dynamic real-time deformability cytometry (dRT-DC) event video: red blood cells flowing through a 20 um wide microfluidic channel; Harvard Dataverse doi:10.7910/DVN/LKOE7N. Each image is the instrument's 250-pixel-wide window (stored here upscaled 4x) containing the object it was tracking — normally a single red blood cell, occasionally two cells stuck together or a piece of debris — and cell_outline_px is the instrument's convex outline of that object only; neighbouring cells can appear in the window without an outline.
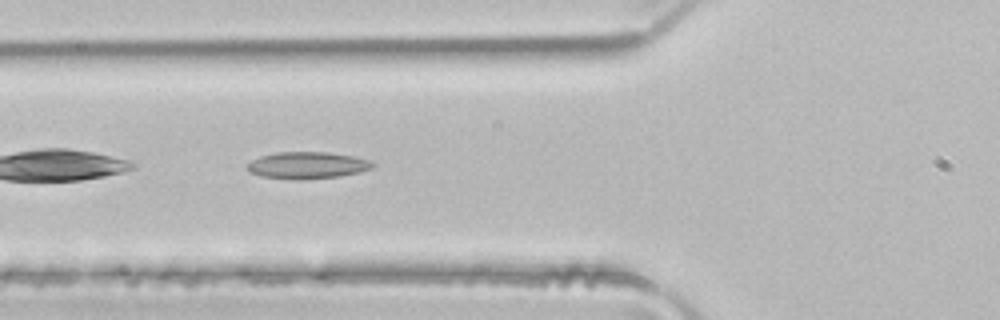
{"species": "common noctule bat (a hibernating species)", "species_latin": "Nyctalus noctula", "temperature_condition": "room temperature", "stored_images_in_passage": 5, "camera_frame_rate_fps": 3000, "um_per_image_px": 0.085, "animal": {"sex": "male", "body_mass_g": 21.5, "forearm_length_mm": 52.0}, "frame": {"image": 1, "passage_image": 5, "time_ms": 1.333, "image_size_px": [1000, 320], "cell_outline_px": [[376, 164], [372, 168], [360, 172], [340, 176], [300, 180], [260, 176], [248, 172], [248, 164], [252, 160], [260, 156], [276, 152], [328, 152], [352, 156], [368, 160]], "centroid_in_image_um": [26.12, 14.05], "position_along_channel_um": 99.7, "area_um2": 19.59}}